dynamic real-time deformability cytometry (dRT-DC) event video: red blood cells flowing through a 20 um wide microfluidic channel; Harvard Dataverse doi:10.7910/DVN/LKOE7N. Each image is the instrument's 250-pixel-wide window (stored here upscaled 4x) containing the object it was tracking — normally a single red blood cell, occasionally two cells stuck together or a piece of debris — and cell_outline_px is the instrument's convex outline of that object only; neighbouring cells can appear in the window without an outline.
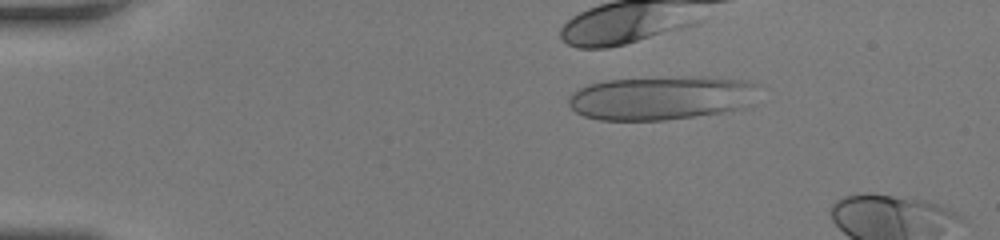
{"species": "human", "species_latin": "Homo sapiens", "temperature_condition": "room temperature", "stored_images_in_passage": 4, "camera_frame_rate_fps": 3000, "um_per_image_px": 0.085, "donor": {"sex": "female"}, "frame": {"image": 1, "passage_image": 1, "time_ms": 0.0, "image_size_px": [1000, 240], "cell_outline_px": [[760, 84], [740, 108], [720, 112], [664, 120], [600, 120], [584, 116], [576, 112], [568, 104], [568, 100], [580, 88], [588, 84], [608, 80], [700, 76], [736, 80]], "centroid_in_image_um": [56.1, 8.32], "position_along_channel_um": 28.9, "area_um2": 47.34}}